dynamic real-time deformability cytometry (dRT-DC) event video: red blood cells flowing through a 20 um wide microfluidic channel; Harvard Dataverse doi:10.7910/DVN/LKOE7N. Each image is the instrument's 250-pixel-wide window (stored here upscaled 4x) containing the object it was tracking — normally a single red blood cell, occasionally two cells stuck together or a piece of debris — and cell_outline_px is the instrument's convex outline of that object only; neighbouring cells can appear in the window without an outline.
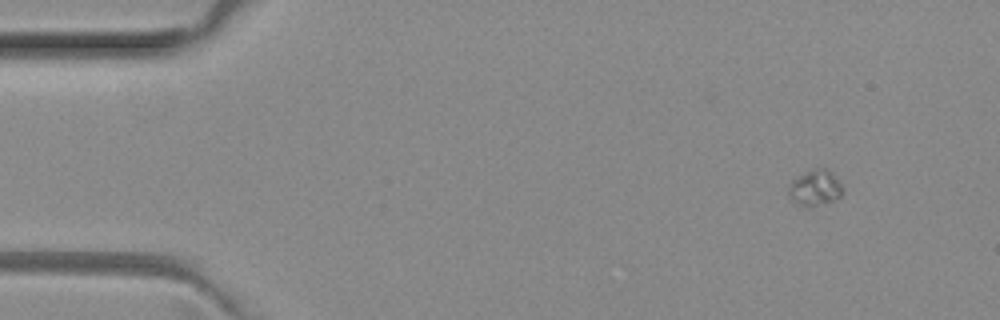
{"species": "common noctule bat (a hibernating species)", "species_latin": "Nyctalus noctula", "temperature_condition": "room temperature", "stored_images_in_passage": 4, "camera_frame_rate_fps": 3000, "um_per_image_px": 0.085, "animal": {"sex": "female", "body_mass_g": 29.2, "forearm_length_mm": 56.3}, "frame": {"image": 1, "passage_image": 1, "time_ms": 0.0, "image_size_px": [1000, 320], "cell_outline_px": [[844, 192], [840, 196], [832, 200], [808, 208], [804, 208], [792, 200], [788, 196], [788, 184], [792, 180], [816, 168], [824, 168], [844, 188]], "centroid_in_image_um": [69.23, 16.02], "position_along_channel_um": 15.8, "area_um2": 10.98}}